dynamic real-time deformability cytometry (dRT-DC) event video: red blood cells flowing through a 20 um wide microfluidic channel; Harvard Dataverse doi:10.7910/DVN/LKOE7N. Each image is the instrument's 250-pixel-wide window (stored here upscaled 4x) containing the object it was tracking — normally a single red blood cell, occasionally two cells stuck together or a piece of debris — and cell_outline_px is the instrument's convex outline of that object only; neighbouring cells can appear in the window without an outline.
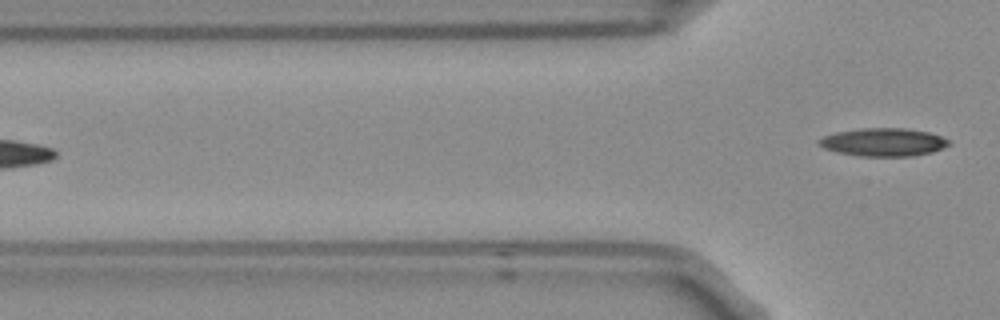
{"species": "Egyptian fruit bat (a non-hibernating species)", "species_latin": "Rousettus aegyptiacus", "temperature_condition": "room temperature", "stored_images_in_passage": 5, "camera_frame_rate_fps": 3000, "um_per_image_px": 0.085, "frame": {"image": 1, "passage_image": 5, "time_ms": 1.333, "image_size_px": [1000, 320], "cell_outline_px": [[952, 144], [944, 148], [932, 152], [912, 156], [860, 156], [836, 152], [824, 148], [816, 144], [816, 140], [824, 136], [836, 132], [860, 128], [904, 128], [928, 132], [952, 140]], "centroid_in_image_um": [75.09, 12.08], "position_along_channel_um": 50.7, "area_um2": 21.5}}